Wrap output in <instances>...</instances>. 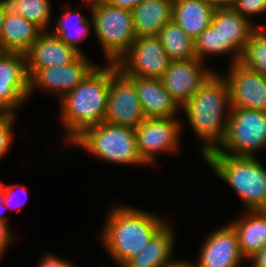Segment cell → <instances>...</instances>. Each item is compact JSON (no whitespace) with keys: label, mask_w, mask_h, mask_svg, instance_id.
<instances>
[{"label":"cell","mask_w":266,"mask_h":267,"mask_svg":"<svg viewBox=\"0 0 266 267\" xmlns=\"http://www.w3.org/2000/svg\"><path fill=\"white\" fill-rule=\"evenodd\" d=\"M225 106L231 108L229 83L227 77L216 73L183 106L195 133L207 142L202 150L203 156L220 148L225 139L228 123V117L226 121L222 119Z\"/></svg>","instance_id":"6da1fadb"},{"label":"cell","mask_w":266,"mask_h":267,"mask_svg":"<svg viewBox=\"0 0 266 267\" xmlns=\"http://www.w3.org/2000/svg\"><path fill=\"white\" fill-rule=\"evenodd\" d=\"M110 85V63L97 66L76 88L61 98L62 121L72 142L85 129L104 122Z\"/></svg>","instance_id":"7a4b0ae2"},{"label":"cell","mask_w":266,"mask_h":267,"mask_svg":"<svg viewBox=\"0 0 266 267\" xmlns=\"http://www.w3.org/2000/svg\"><path fill=\"white\" fill-rule=\"evenodd\" d=\"M114 209L106 220L102 237L107 251L122 267L139 254L166 223L136 208L118 206Z\"/></svg>","instance_id":"3957f363"},{"label":"cell","mask_w":266,"mask_h":267,"mask_svg":"<svg viewBox=\"0 0 266 267\" xmlns=\"http://www.w3.org/2000/svg\"><path fill=\"white\" fill-rule=\"evenodd\" d=\"M204 159L240 195L250 210H266V169L255 156H231L217 148Z\"/></svg>","instance_id":"277c9868"},{"label":"cell","mask_w":266,"mask_h":267,"mask_svg":"<svg viewBox=\"0 0 266 267\" xmlns=\"http://www.w3.org/2000/svg\"><path fill=\"white\" fill-rule=\"evenodd\" d=\"M103 160L119 164H144L137 151L135 129L101 122L85 129L72 142Z\"/></svg>","instance_id":"5b68a950"},{"label":"cell","mask_w":266,"mask_h":267,"mask_svg":"<svg viewBox=\"0 0 266 267\" xmlns=\"http://www.w3.org/2000/svg\"><path fill=\"white\" fill-rule=\"evenodd\" d=\"M95 33L109 63H117L135 41L132 12L110 5L105 0L91 6Z\"/></svg>","instance_id":"8992f818"},{"label":"cell","mask_w":266,"mask_h":267,"mask_svg":"<svg viewBox=\"0 0 266 267\" xmlns=\"http://www.w3.org/2000/svg\"><path fill=\"white\" fill-rule=\"evenodd\" d=\"M228 113L226 136L221 147L233 151L231 156H255L257 149L266 146V112L230 108Z\"/></svg>","instance_id":"52a82bcc"},{"label":"cell","mask_w":266,"mask_h":267,"mask_svg":"<svg viewBox=\"0 0 266 267\" xmlns=\"http://www.w3.org/2000/svg\"><path fill=\"white\" fill-rule=\"evenodd\" d=\"M144 120L134 83L118 69L116 63H110V85L104 121L135 129Z\"/></svg>","instance_id":"ba28073f"},{"label":"cell","mask_w":266,"mask_h":267,"mask_svg":"<svg viewBox=\"0 0 266 267\" xmlns=\"http://www.w3.org/2000/svg\"><path fill=\"white\" fill-rule=\"evenodd\" d=\"M170 63L171 59L156 36L137 37L116 65L126 76L161 79Z\"/></svg>","instance_id":"9c48e42d"},{"label":"cell","mask_w":266,"mask_h":267,"mask_svg":"<svg viewBox=\"0 0 266 267\" xmlns=\"http://www.w3.org/2000/svg\"><path fill=\"white\" fill-rule=\"evenodd\" d=\"M28 95L26 54L6 52L0 58V114H14Z\"/></svg>","instance_id":"30bf717a"},{"label":"cell","mask_w":266,"mask_h":267,"mask_svg":"<svg viewBox=\"0 0 266 267\" xmlns=\"http://www.w3.org/2000/svg\"><path fill=\"white\" fill-rule=\"evenodd\" d=\"M173 118H145L135 128L137 151L146 164L154 161L156 152L178 149L180 124Z\"/></svg>","instance_id":"8fae6325"},{"label":"cell","mask_w":266,"mask_h":267,"mask_svg":"<svg viewBox=\"0 0 266 267\" xmlns=\"http://www.w3.org/2000/svg\"><path fill=\"white\" fill-rule=\"evenodd\" d=\"M202 65L198 59L171 61L161 78L164 88L179 106H184L213 74Z\"/></svg>","instance_id":"7c38bea8"},{"label":"cell","mask_w":266,"mask_h":267,"mask_svg":"<svg viewBox=\"0 0 266 267\" xmlns=\"http://www.w3.org/2000/svg\"><path fill=\"white\" fill-rule=\"evenodd\" d=\"M227 80L231 92V108L266 112V77L241 63L231 65Z\"/></svg>","instance_id":"4fadbf2b"},{"label":"cell","mask_w":266,"mask_h":267,"mask_svg":"<svg viewBox=\"0 0 266 267\" xmlns=\"http://www.w3.org/2000/svg\"><path fill=\"white\" fill-rule=\"evenodd\" d=\"M81 53L73 62L37 70L29 78V94L34 85L60 93V99L76 88L96 68Z\"/></svg>","instance_id":"5bb4252c"},{"label":"cell","mask_w":266,"mask_h":267,"mask_svg":"<svg viewBox=\"0 0 266 267\" xmlns=\"http://www.w3.org/2000/svg\"><path fill=\"white\" fill-rule=\"evenodd\" d=\"M211 25L221 37V54L235 50L233 63L239 62L246 43L257 30L255 26L233 8H216Z\"/></svg>","instance_id":"9a60e30c"},{"label":"cell","mask_w":266,"mask_h":267,"mask_svg":"<svg viewBox=\"0 0 266 267\" xmlns=\"http://www.w3.org/2000/svg\"><path fill=\"white\" fill-rule=\"evenodd\" d=\"M41 32L26 53L27 74L30 78L37 70L63 66L73 62L81 53L67 45L53 33Z\"/></svg>","instance_id":"2e32d148"},{"label":"cell","mask_w":266,"mask_h":267,"mask_svg":"<svg viewBox=\"0 0 266 267\" xmlns=\"http://www.w3.org/2000/svg\"><path fill=\"white\" fill-rule=\"evenodd\" d=\"M199 257L196 267H238L244 257L233 227L229 224L211 234Z\"/></svg>","instance_id":"e0dca14e"},{"label":"cell","mask_w":266,"mask_h":267,"mask_svg":"<svg viewBox=\"0 0 266 267\" xmlns=\"http://www.w3.org/2000/svg\"><path fill=\"white\" fill-rule=\"evenodd\" d=\"M135 85L145 118H173L178 104L161 79L127 76Z\"/></svg>","instance_id":"ac0fdd59"},{"label":"cell","mask_w":266,"mask_h":267,"mask_svg":"<svg viewBox=\"0 0 266 267\" xmlns=\"http://www.w3.org/2000/svg\"><path fill=\"white\" fill-rule=\"evenodd\" d=\"M214 11L205 0H173L172 20L195 40L211 25Z\"/></svg>","instance_id":"d6986e66"},{"label":"cell","mask_w":266,"mask_h":267,"mask_svg":"<svg viewBox=\"0 0 266 267\" xmlns=\"http://www.w3.org/2000/svg\"><path fill=\"white\" fill-rule=\"evenodd\" d=\"M173 0H143L132 12L136 37H156L172 20Z\"/></svg>","instance_id":"ffe728a7"},{"label":"cell","mask_w":266,"mask_h":267,"mask_svg":"<svg viewBox=\"0 0 266 267\" xmlns=\"http://www.w3.org/2000/svg\"><path fill=\"white\" fill-rule=\"evenodd\" d=\"M42 30L19 14H6L0 42L6 52L26 54Z\"/></svg>","instance_id":"44dd1931"},{"label":"cell","mask_w":266,"mask_h":267,"mask_svg":"<svg viewBox=\"0 0 266 267\" xmlns=\"http://www.w3.org/2000/svg\"><path fill=\"white\" fill-rule=\"evenodd\" d=\"M248 219L230 225L235 230L243 257L251 258L266 245V210H250Z\"/></svg>","instance_id":"7402d4cb"},{"label":"cell","mask_w":266,"mask_h":267,"mask_svg":"<svg viewBox=\"0 0 266 267\" xmlns=\"http://www.w3.org/2000/svg\"><path fill=\"white\" fill-rule=\"evenodd\" d=\"M174 234L165 224L139 254L129 259L122 267H165L171 263Z\"/></svg>","instance_id":"603a6c76"},{"label":"cell","mask_w":266,"mask_h":267,"mask_svg":"<svg viewBox=\"0 0 266 267\" xmlns=\"http://www.w3.org/2000/svg\"><path fill=\"white\" fill-rule=\"evenodd\" d=\"M171 61L197 59L194 40L173 20L157 36Z\"/></svg>","instance_id":"cb8c5ba5"},{"label":"cell","mask_w":266,"mask_h":267,"mask_svg":"<svg viewBox=\"0 0 266 267\" xmlns=\"http://www.w3.org/2000/svg\"><path fill=\"white\" fill-rule=\"evenodd\" d=\"M0 4L6 14H19L42 31L49 23L51 14L49 0H0Z\"/></svg>","instance_id":"d4e9b609"},{"label":"cell","mask_w":266,"mask_h":267,"mask_svg":"<svg viewBox=\"0 0 266 267\" xmlns=\"http://www.w3.org/2000/svg\"><path fill=\"white\" fill-rule=\"evenodd\" d=\"M71 18H76L73 20L75 21L73 24L68 23V20ZM88 22L89 21L79 12L67 9L66 12L61 15V19L58 21L57 27L52 33L58 36L61 41L82 53L78 48V42L84 40L89 33L90 25Z\"/></svg>","instance_id":"484cf974"},{"label":"cell","mask_w":266,"mask_h":267,"mask_svg":"<svg viewBox=\"0 0 266 267\" xmlns=\"http://www.w3.org/2000/svg\"><path fill=\"white\" fill-rule=\"evenodd\" d=\"M257 29L249 38L239 63L266 77V32Z\"/></svg>","instance_id":"4316f807"},{"label":"cell","mask_w":266,"mask_h":267,"mask_svg":"<svg viewBox=\"0 0 266 267\" xmlns=\"http://www.w3.org/2000/svg\"><path fill=\"white\" fill-rule=\"evenodd\" d=\"M195 54L199 61L202 62L206 54L221 53V37L216 29L208 26L195 40Z\"/></svg>","instance_id":"83f0119b"},{"label":"cell","mask_w":266,"mask_h":267,"mask_svg":"<svg viewBox=\"0 0 266 267\" xmlns=\"http://www.w3.org/2000/svg\"><path fill=\"white\" fill-rule=\"evenodd\" d=\"M232 8L241 16L246 17L266 11V0H236Z\"/></svg>","instance_id":"f1b7e54d"},{"label":"cell","mask_w":266,"mask_h":267,"mask_svg":"<svg viewBox=\"0 0 266 267\" xmlns=\"http://www.w3.org/2000/svg\"><path fill=\"white\" fill-rule=\"evenodd\" d=\"M14 114H0V158L10 147L12 140L11 125L13 124Z\"/></svg>","instance_id":"f546056e"},{"label":"cell","mask_w":266,"mask_h":267,"mask_svg":"<svg viewBox=\"0 0 266 267\" xmlns=\"http://www.w3.org/2000/svg\"><path fill=\"white\" fill-rule=\"evenodd\" d=\"M38 267H75L72 263L58 259L55 256L47 255L43 257V260Z\"/></svg>","instance_id":"4dcf8cb0"},{"label":"cell","mask_w":266,"mask_h":267,"mask_svg":"<svg viewBox=\"0 0 266 267\" xmlns=\"http://www.w3.org/2000/svg\"><path fill=\"white\" fill-rule=\"evenodd\" d=\"M11 240L12 237L8 231L6 222L0 221V257L2 256V253H4L5 248H7Z\"/></svg>","instance_id":"1f68e13d"},{"label":"cell","mask_w":266,"mask_h":267,"mask_svg":"<svg viewBox=\"0 0 266 267\" xmlns=\"http://www.w3.org/2000/svg\"><path fill=\"white\" fill-rule=\"evenodd\" d=\"M110 5L132 11L136 8L143 0H105Z\"/></svg>","instance_id":"d6a6232c"},{"label":"cell","mask_w":266,"mask_h":267,"mask_svg":"<svg viewBox=\"0 0 266 267\" xmlns=\"http://www.w3.org/2000/svg\"><path fill=\"white\" fill-rule=\"evenodd\" d=\"M17 186H4V205L7 208L11 207V203L13 202V196H15L16 193H14V188L16 189ZM15 198V197H14ZM17 205L14 207L16 209H19L21 206L20 202L16 203ZM14 206V205H13ZM12 208V207H11Z\"/></svg>","instance_id":"836d02e7"},{"label":"cell","mask_w":266,"mask_h":267,"mask_svg":"<svg viewBox=\"0 0 266 267\" xmlns=\"http://www.w3.org/2000/svg\"><path fill=\"white\" fill-rule=\"evenodd\" d=\"M251 259L253 260V267H266V245L253 255Z\"/></svg>","instance_id":"e575fe53"},{"label":"cell","mask_w":266,"mask_h":267,"mask_svg":"<svg viewBox=\"0 0 266 267\" xmlns=\"http://www.w3.org/2000/svg\"><path fill=\"white\" fill-rule=\"evenodd\" d=\"M212 7L216 8H232L236 0H205Z\"/></svg>","instance_id":"d590c367"},{"label":"cell","mask_w":266,"mask_h":267,"mask_svg":"<svg viewBox=\"0 0 266 267\" xmlns=\"http://www.w3.org/2000/svg\"><path fill=\"white\" fill-rule=\"evenodd\" d=\"M4 197H5V193H4V185L0 182V221H5L4 215H3V210H4ZM3 209V210H2Z\"/></svg>","instance_id":"8d00e7d4"},{"label":"cell","mask_w":266,"mask_h":267,"mask_svg":"<svg viewBox=\"0 0 266 267\" xmlns=\"http://www.w3.org/2000/svg\"><path fill=\"white\" fill-rule=\"evenodd\" d=\"M165 267H196V265L183 261H175L167 264Z\"/></svg>","instance_id":"74e56055"},{"label":"cell","mask_w":266,"mask_h":267,"mask_svg":"<svg viewBox=\"0 0 266 267\" xmlns=\"http://www.w3.org/2000/svg\"><path fill=\"white\" fill-rule=\"evenodd\" d=\"M5 17H6V13L4 12L2 5L0 4V36H1V31H2L4 21H5Z\"/></svg>","instance_id":"f35d334b"},{"label":"cell","mask_w":266,"mask_h":267,"mask_svg":"<svg viewBox=\"0 0 266 267\" xmlns=\"http://www.w3.org/2000/svg\"><path fill=\"white\" fill-rule=\"evenodd\" d=\"M6 53V51L3 48L2 43L0 42V58Z\"/></svg>","instance_id":"ab89813d"},{"label":"cell","mask_w":266,"mask_h":267,"mask_svg":"<svg viewBox=\"0 0 266 267\" xmlns=\"http://www.w3.org/2000/svg\"><path fill=\"white\" fill-rule=\"evenodd\" d=\"M90 2V6H94V5H96L99 1H101V0H89Z\"/></svg>","instance_id":"60d3db41"}]
</instances>
